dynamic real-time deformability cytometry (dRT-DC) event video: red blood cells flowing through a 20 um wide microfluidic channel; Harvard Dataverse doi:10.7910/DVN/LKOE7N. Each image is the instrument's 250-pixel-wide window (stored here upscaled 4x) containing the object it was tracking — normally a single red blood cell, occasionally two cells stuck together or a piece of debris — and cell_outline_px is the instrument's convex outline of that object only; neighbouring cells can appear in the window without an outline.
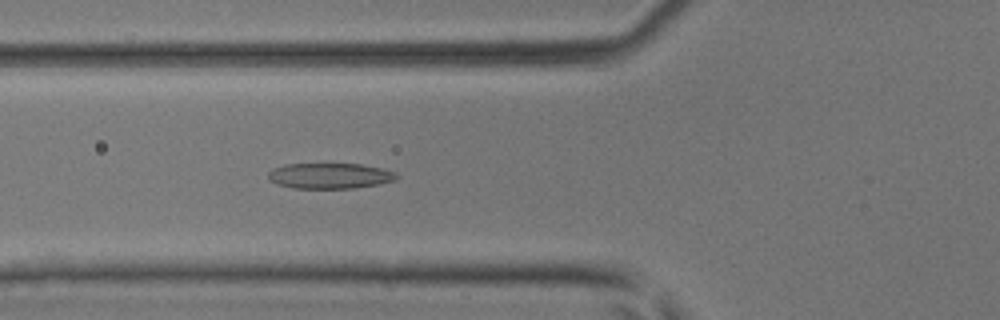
{"species": "common noctule bat (a hibernating species)", "species_latin": "Nyctalus noctula", "temperature_condition": "room temperature", "stored_images_in_passage": 38, "camera_frame_rate_fps": 3000, "um_per_image_px": 0.085, "animal": {"sex": "male", "body_mass_g": 17.9, "forearm_length_mm": 54.2}, "frame": {"image": 1, "passage_image": 8, "time_ms": 2.333, "image_size_px": [1000, 320], "cell_outline_px": [[400, 176], [396, 180], [380, 184], [356, 188], [292, 188], [276, 184], [268, 180], [268, 172], [272, 168], [284, 164], [360, 164], [380, 168], [396, 172]], "centroid_in_image_um": [28.03, 14.95], "position_along_channel_um": 97.8, "area_um2": 19.36}}
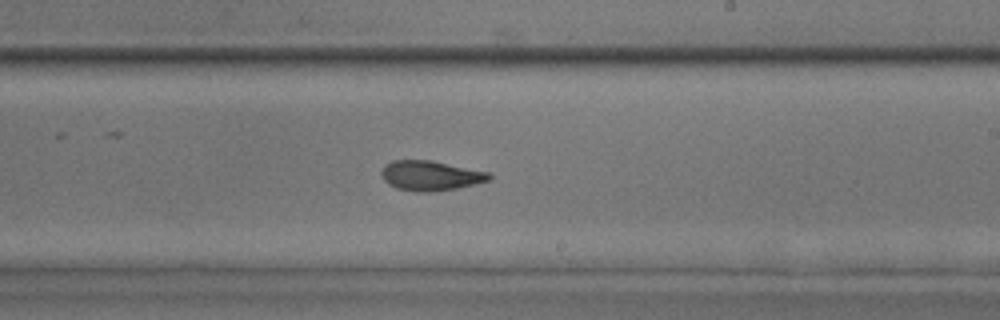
{"frame": {"image": 2, "passage_image": 19, "time_ms": 6.0, "image_size_px": [1000, 320], "cell_outline_px": [[492, 180], [456, 188], [428, 192], [416, 192], [396, 188], [388, 184], [384, 180], [380, 172], [384, 164], [392, 160], [432, 160], [492, 172]], "centroid_in_image_um": [36.61, 14.92], "position_along_channel_um": 252.4, "area_um2": 19.07}}
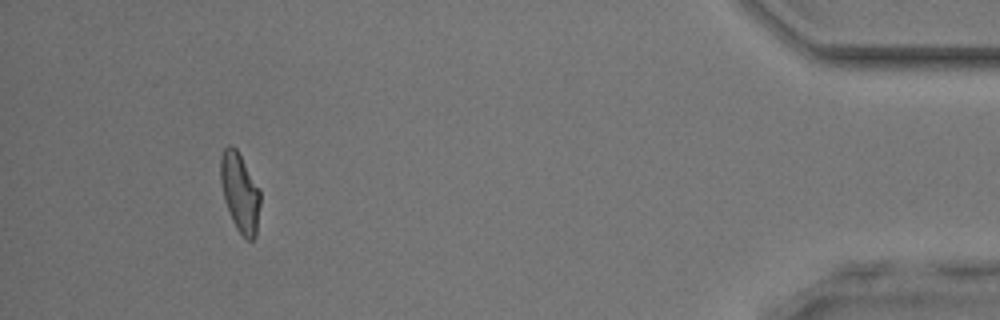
{"frame": {"image": 3, "passage_image": 35, "time_ms": 11.333, "image_size_px": [1000, 320], "cell_outline_px": [[260, 204], [256, 236], [252, 240], [248, 240], [236, 228], [232, 220], [224, 200], [220, 180], [220, 156], [224, 148], [228, 144], [232, 144], [236, 148], [260, 188]], "centroid_in_image_um": [20.39, 16.32], "position_along_channel_um": 414.8, "area_um2": 18.44}, "authors_computed_cell_mechanics": {"area_um2": 18.6405, "velocity_mm_per_s": 4.227, "shape_relaxation_time_tau1_ms": 6.2044, "shape_relaxation_time_tau2_ms": 1.7559, "deformation_change_tau1": 0.1938, "deformation_change_tau2": 0.0913}}